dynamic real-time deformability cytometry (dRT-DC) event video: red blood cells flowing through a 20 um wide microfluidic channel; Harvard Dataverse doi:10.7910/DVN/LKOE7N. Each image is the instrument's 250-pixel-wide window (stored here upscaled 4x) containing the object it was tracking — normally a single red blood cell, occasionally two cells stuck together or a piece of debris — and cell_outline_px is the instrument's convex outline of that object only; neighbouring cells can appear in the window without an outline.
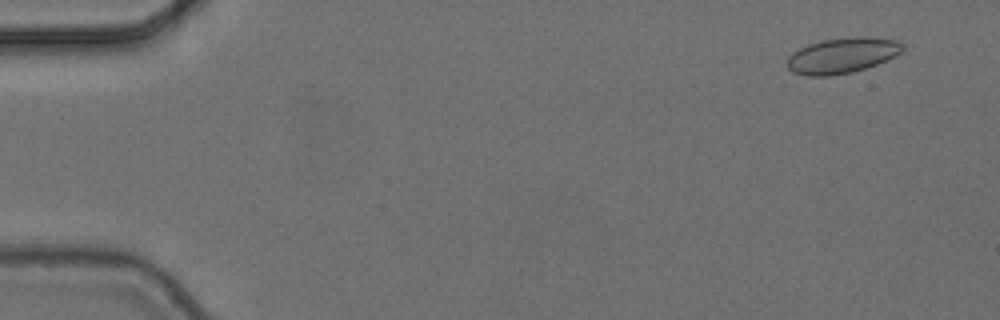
{"species": "common noctule bat (a hibernating species)", "species_latin": "Nyctalus noctula", "temperature_condition": "cold", "stored_images_in_passage": 6, "camera_frame_rate_fps": 3000, "um_per_image_px": 0.085, "animal": {"sex": "female", "body_mass_g": 24.6, "forearm_length_mm": 56.2}, "frame": {"image": 1, "passage_image": 2, "time_ms": 0.333, "image_size_px": [1000, 320], "cell_outline_px": [[904, 48], [900, 52], [876, 64], [852, 72], [828, 76], [808, 76], [792, 72], [788, 68], [788, 56], [792, 52], [808, 44], [824, 40], [856, 36], [868, 36], [900, 40], [904, 44]], "centroid_in_image_um": [71.58, 4.7], "position_along_channel_um": 13.4, "area_um2": 23.81}}
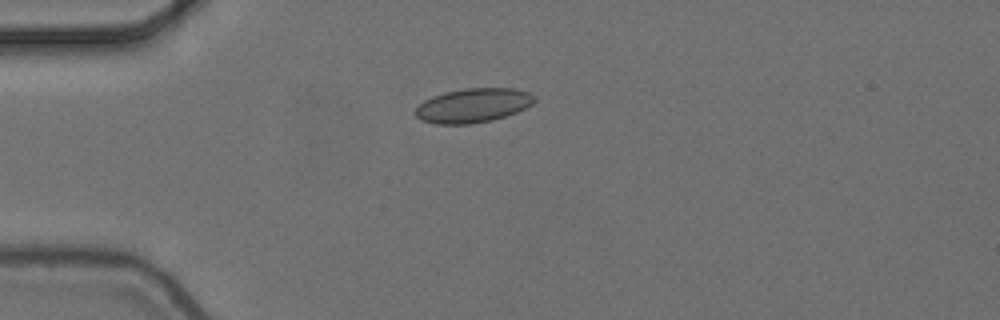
{"frame": {"image": 2, "passage_image": 5, "time_ms": 1.333, "image_size_px": [1000, 320], "cell_outline_px": [[536, 100], [532, 104], [516, 112], [492, 120], [472, 124], [436, 124], [420, 120], [416, 116], [416, 108], [424, 100], [432, 96], [444, 92], [464, 88], [512, 88], [528, 92], [536, 96]], "centroid_in_image_um": [40.2, 8.96], "position_along_channel_um": 44.8, "area_um2": 23.76}}